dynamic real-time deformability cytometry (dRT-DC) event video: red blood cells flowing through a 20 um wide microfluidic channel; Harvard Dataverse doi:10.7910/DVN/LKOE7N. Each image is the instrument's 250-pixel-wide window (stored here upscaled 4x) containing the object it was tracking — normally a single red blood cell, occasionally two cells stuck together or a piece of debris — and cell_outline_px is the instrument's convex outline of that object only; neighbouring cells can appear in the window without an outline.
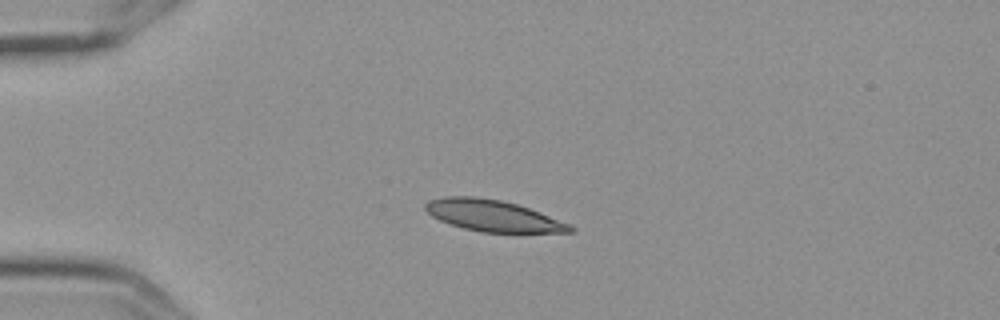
{"species": "Egyptian fruit bat (a non-hibernating species)", "species_latin": "Rousettus aegyptiacus", "temperature_condition": "cold", "stored_images_in_passage": 6, "camera_frame_rate_fps": 3000, "um_per_image_px": 0.085, "frame": {"image": 1, "passage_image": 4, "time_ms": 1.0, "image_size_px": [1000, 320], "cell_outline_px": [[576, 228], [572, 232], [480, 232], [464, 228], [440, 220], [432, 216], [424, 208], [424, 204], [428, 200], [444, 196], [476, 196], [500, 200], [516, 204], [540, 212], [568, 224]], "centroid_in_image_um": [41.85, 18.32], "position_along_channel_um": 43.1, "area_um2": 26.18}}
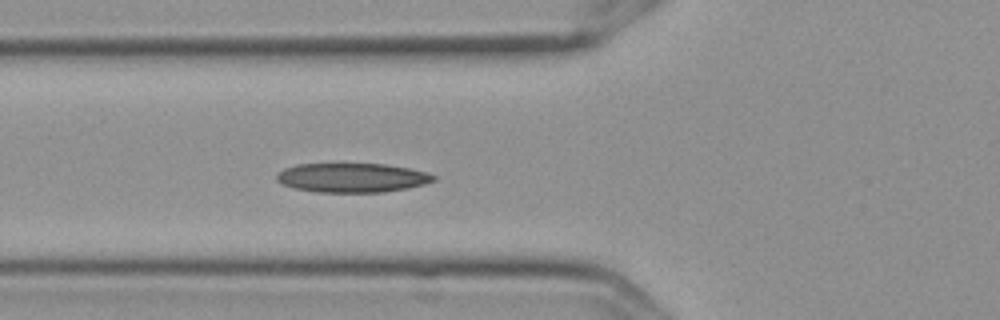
{"frame": {"image": 2, "passage_image": 6, "time_ms": 1.667, "image_size_px": [1000, 320], "cell_outline_px": [[436, 180], [424, 184], [408, 188], [384, 192], [316, 192], [292, 188], [280, 184], [276, 180], [276, 176], [284, 168], [296, 164], [388, 164], [428, 172], [436, 176]], "centroid_in_image_um": [29.92, 15.11], "position_along_channel_um": 95.9, "area_um2": 26.93}}